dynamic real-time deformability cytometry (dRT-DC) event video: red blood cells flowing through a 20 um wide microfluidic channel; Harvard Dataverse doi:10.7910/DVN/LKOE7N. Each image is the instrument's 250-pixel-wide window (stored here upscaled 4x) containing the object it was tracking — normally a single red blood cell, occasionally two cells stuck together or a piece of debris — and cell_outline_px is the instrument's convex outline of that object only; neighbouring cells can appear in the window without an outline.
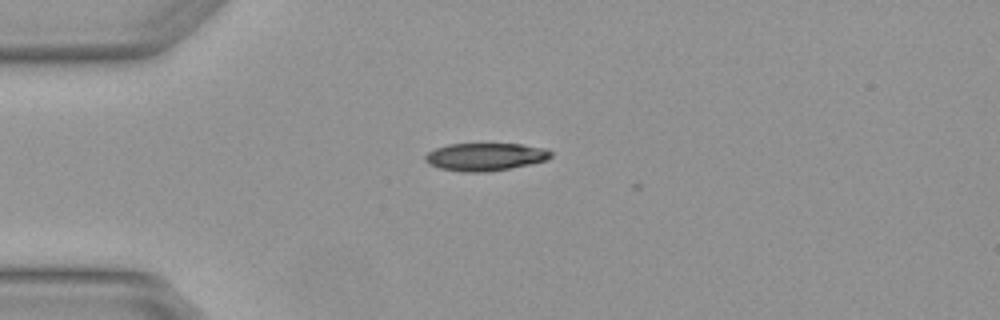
{"species": "Egyptian fruit bat (a non-hibernating species)", "species_latin": "Rousettus aegyptiacus", "temperature_condition": "warm", "stored_images_in_passage": 3, "camera_frame_rate_fps": 3000, "um_per_image_px": 0.085, "animal": {"sex": "female"}, "frame": {"image": 1, "passage_image": 1, "time_ms": 0.0, "image_size_px": [1000, 320], "cell_outline_px": [[552, 156], [548, 160], [488, 172], [464, 172], [440, 168], [428, 164], [424, 160], [424, 156], [428, 152], [436, 148], [448, 144], [520, 144], [544, 148], [552, 152]], "centroid_in_image_um": [41.23, 13.33], "position_along_channel_um": 43.8, "area_um2": 20.23}}
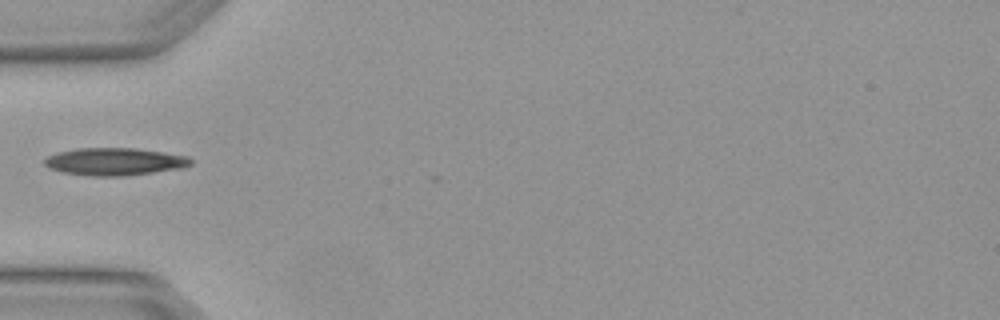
{"frame": {"image": 2, "passage_image": 2, "time_ms": 0.333, "image_size_px": [1000, 320], "cell_outline_px": [[192, 164], [184, 168], [124, 176], [92, 176], [60, 172], [48, 168], [44, 164], [44, 160], [48, 156], [56, 152], [76, 148], [136, 148], [164, 152], [188, 156], [192, 160]], "centroid_in_image_um": [9.74, 13.73], "position_along_channel_um": 75.3, "area_um2": 23.7}}
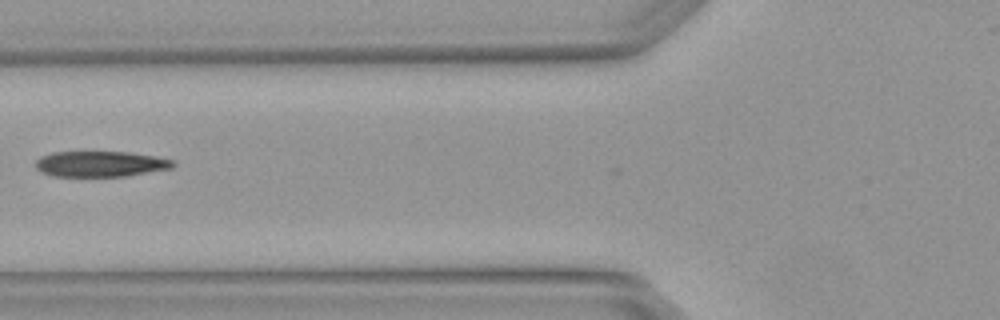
{"frame": {"image": 3, "passage_image": 3, "time_ms": 0.667, "image_size_px": [1000, 320], "cell_outline_px": [[176, 164], [172, 168], [124, 176], [52, 176], [40, 172], [32, 164], [40, 156], [52, 152], [128, 152], [156, 156], [176, 160]], "centroid_in_image_um": [8.51, 13.93], "position_along_channel_um": 117.3, "area_um2": 20.75}}